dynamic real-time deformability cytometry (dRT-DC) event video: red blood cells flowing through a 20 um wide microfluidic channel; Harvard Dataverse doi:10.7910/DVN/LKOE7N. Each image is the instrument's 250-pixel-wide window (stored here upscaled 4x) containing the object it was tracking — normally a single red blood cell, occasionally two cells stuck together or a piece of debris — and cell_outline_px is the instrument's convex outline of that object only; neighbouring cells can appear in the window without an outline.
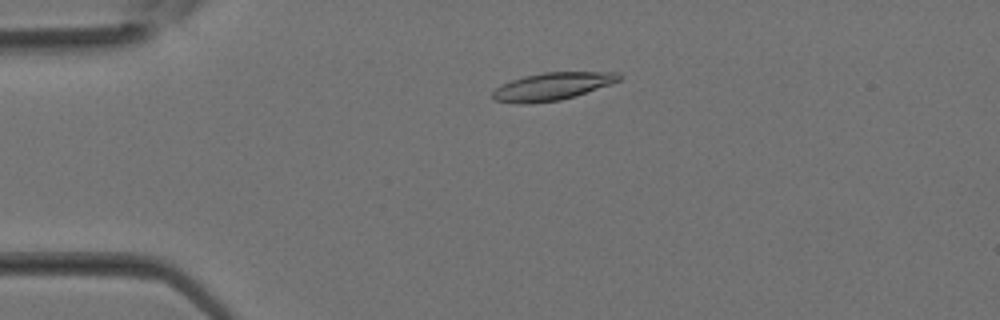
{"species": "Egyptian fruit bat (a non-hibernating species)", "species_latin": "Rousettus aegyptiacus", "temperature_condition": "room temperature", "stored_images_in_passage": 33, "camera_frame_rate_fps": 3000, "um_per_image_px": 0.085, "animal": {"sex": "female"}, "frame": {"image": 1, "passage_image": 8, "time_ms": 2.333, "image_size_px": [1000, 320], "cell_outline_px": [[624, 76], [620, 80], [576, 96], [560, 100], [532, 104], [516, 104], [492, 100], [492, 92], [496, 88], [512, 80], [524, 76], [544, 72], [620, 72]], "centroid_in_image_um": [46.93, 7.35], "position_along_channel_um": 38.1, "area_um2": 20.46}}
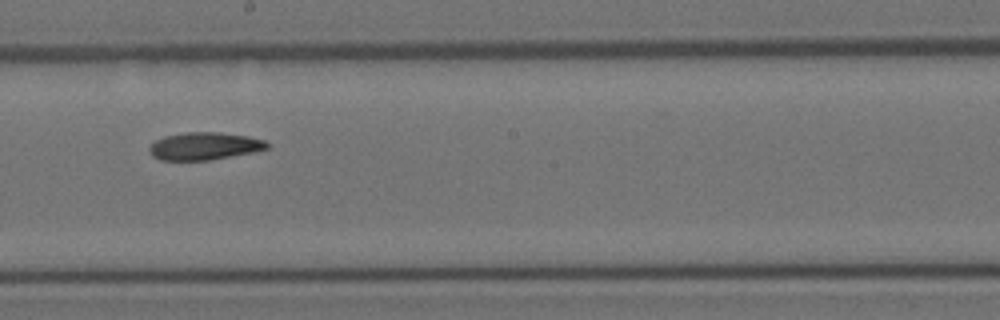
{"frame": {"image": 2, "passage_image": 19, "time_ms": 6.0, "image_size_px": [1000, 320], "cell_outline_px": [[268, 148], [256, 152], [208, 160], [160, 160], [152, 156], [148, 148], [156, 140], [164, 136], [184, 132], [220, 132], [248, 136], [264, 140], [268, 144]], "centroid_in_image_um": [17.37, 12.41], "position_along_channel_um": 230.8, "area_um2": 18.96}}
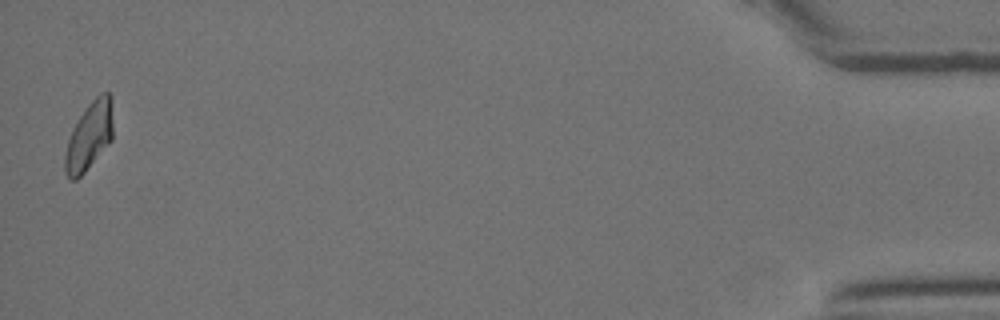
{"frame": {"image": 3, "passage_image": 33, "time_ms": 10.667, "image_size_px": [1000, 320], "cell_outline_px": [[112, 140], [84, 172], [76, 180], [68, 180], [64, 172], [64, 156], [68, 140], [72, 128], [88, 104], [100, 92], [108, 92], [112, 96]], "centroid_in_image_um": [7.57, 11.57], "position_along_channel_um": 427.6, "area_um2": 19.13}}